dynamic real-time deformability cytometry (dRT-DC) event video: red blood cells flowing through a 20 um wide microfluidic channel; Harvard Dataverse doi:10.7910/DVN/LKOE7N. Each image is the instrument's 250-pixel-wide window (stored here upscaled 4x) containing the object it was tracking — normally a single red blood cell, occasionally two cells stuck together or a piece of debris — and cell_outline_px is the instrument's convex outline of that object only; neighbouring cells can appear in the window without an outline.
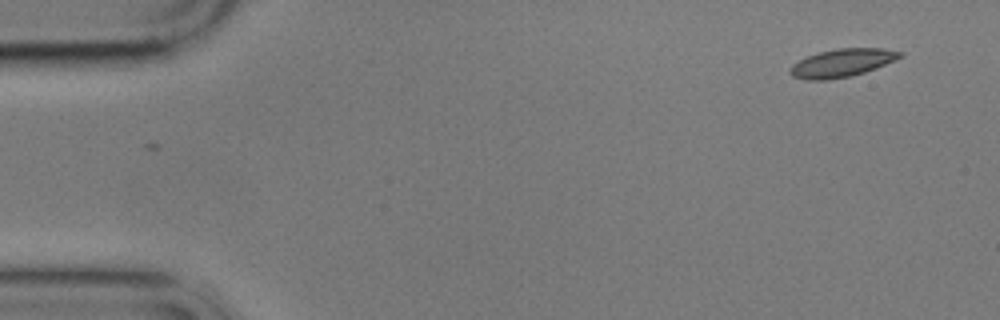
{"species": "common noctule bat (a hibernating species)", "species_latin": "Nyctalus noctula", "temperature_condition": "cold", "stored_images_in_passage": 2, "camera_frame_rate_fps": 3000, "um_per_image_px": 0.085, "animal": {"sex": "male", "body_mass_g": 17.9}, "frame": {"image": 1, "passage_image": 2, "time_ms": 1.0, "image_size_px": [1000, 320], "cell_outline_px": [[904, 56], [876, 68], [852, 76], [824, 80], [808, 80], [792, 76], [788, 72], [788, 68], [792, 64], [808, 56], [820, 52], [836, 48], [884, 48], [904, 52]], "centroid_in_image_um": [71.58, 5.34], "position_along_channel_um": 13.4, "area_um2": 18.03}}